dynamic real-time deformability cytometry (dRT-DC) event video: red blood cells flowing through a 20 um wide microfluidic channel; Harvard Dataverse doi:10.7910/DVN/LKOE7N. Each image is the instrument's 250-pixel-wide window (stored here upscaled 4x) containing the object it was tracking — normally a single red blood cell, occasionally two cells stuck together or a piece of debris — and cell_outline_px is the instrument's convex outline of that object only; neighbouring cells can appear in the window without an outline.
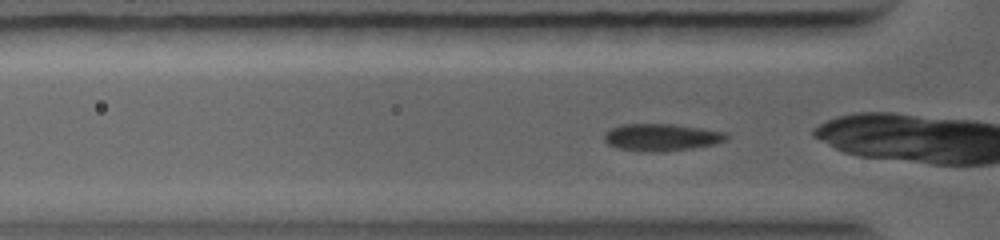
{"species": "common noctule bat (a hibernating species)", "species_latin": "Nyctalus noctula", "temperature_condition": "warm", "stored_images_in_passage": 11, "camera_frame_rate_fps": 5000, "um_per_image_px": 0.085, "animal": {"sex": "female", "body_mass_g": 19.0, "forearm_length_mm": 56.7}, "frame": {"image": 1, "passage_image": 4, "time_ms": 0.6, "image_size_px": [1000, 240], "cell_outline_px": [[728, 140], [716, 144], [692, 148], [664, 152], [636, 152], [616, 148], [608, 144], [604, 140], [604, 132], [620, 124], [676, 124], [704, 128], [728, 132]], "centroid_in_image_um": [56.24, 11.68], "position_along_channel_um": 69.6, "area_um2": 19.94}}
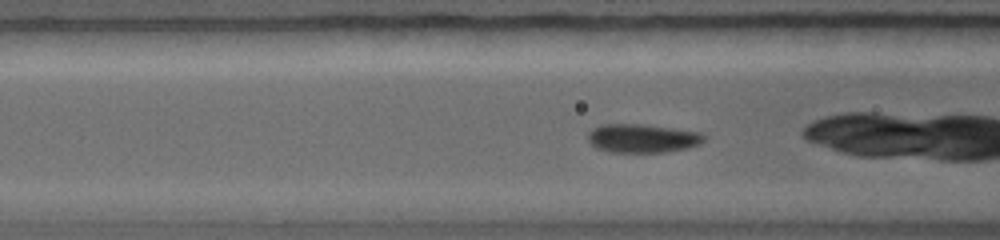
{"frame": {"image": 2, "passage_image": 8, "time_ms": 1.4, "image_size_px": [1000, 240], "cell_outline_px": [[708, 136], [700, 144], [688, 148], [664, 152], [612, 152], [596, 148], [588, 140], [588, 132], [592, 128], [600, 124], [644, 124], [704, 132]], "centroid_in_image_um": [54.65, 11.74], "position_along_channel_um": 112.0, "area_um2": 19.71}}